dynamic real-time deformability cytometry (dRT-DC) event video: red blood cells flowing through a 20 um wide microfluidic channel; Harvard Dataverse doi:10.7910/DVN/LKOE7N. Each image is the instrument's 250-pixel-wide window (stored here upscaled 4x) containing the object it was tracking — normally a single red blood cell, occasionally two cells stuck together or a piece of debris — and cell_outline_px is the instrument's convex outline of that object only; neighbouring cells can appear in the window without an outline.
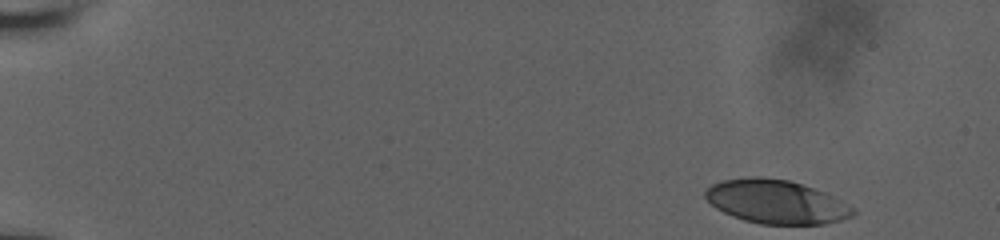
{"species": "human", "species_latin": "Homo sapiens", "temperature_condition": "room temperature", "stored_images_in_passage": 48, "camera_frame_rate_fps": 3000, "um_per_image_px": 0.085, "donor": {"sex": "male"}, "frame": {"image": 1, "passage_image": 1, "time_ms": 0.0, "image_size_px": [1000, 240], "cell_outline_px": [[856, 212], [852, 216], [840, 220], [824, 224], [760, 224], [744, 220], [732, 216], [716, 208], [704, 196], [704, 192], [712, 184], [720, 180], [752, 176], [760, 176], [788, 180], [824, 192], [856, 208]], "centroid_in_image_um": [65.96, 17.15], "position_along_channel_um": 19.0, "area_um2": 37.57}}
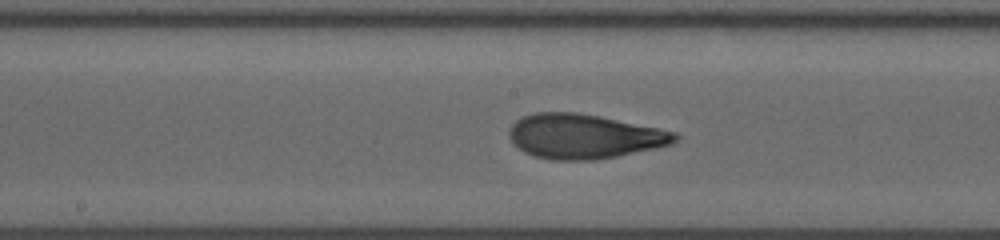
{"frame": {"image": 2, "passage_image": 27, "time_ms": 8.667, "image_size_px": [1000, 240], "cell_outline_px": [[680, 136], [672, 144], [656, 148], [616, 156], [592, 160], [552, 160], [532, 156], [524, 152], [508, 136], [508, 132], [512, 124], [520, 116], [536, 112], [576, 112], [600, 116], [676, 132]], "centroid_in_image_um": [49.62, 11.58], "position_along_channel_um": 198.6, "area_um2": 43.0}}
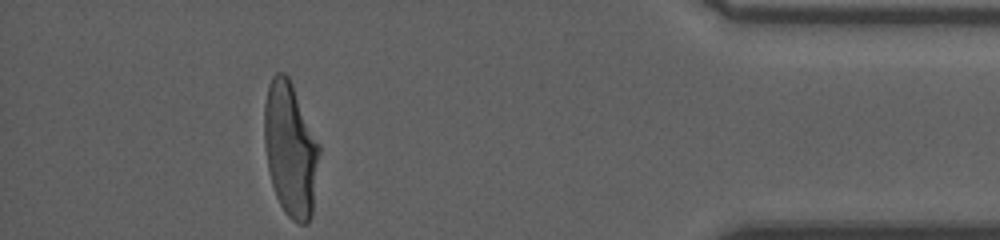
{"frame": {"image": 3, "passage_image": 47, "time_ms": 15.333, "image_size_px": [1000, 240], "cell_outline_px": [[320, 152], [312, 216], [308, 224], [296, 224], [284, 212], [276, 196], [268, 172], [264, 144], [264, 104], [268, 84], [272, 76], [276, 72], [284, 72], [288, 76], [292, 84], [320, 148]], "centroid_in_image_um": [24.67, 12.73], "position_along_channel_um": 410.5, "area_um2": 43.06}, "authors_computed_cell_mechanics": {"area_um2": 41.8761, "velocity_mm_per_s": 3.8312, "shape_relaxation_time_tau1_ms": 5.0946, "shape_relaxation_time_tau2_ms": 1.3207, "deformation_change_tau1": 0.2252, "deformation_change_tau2": 0.0878}}